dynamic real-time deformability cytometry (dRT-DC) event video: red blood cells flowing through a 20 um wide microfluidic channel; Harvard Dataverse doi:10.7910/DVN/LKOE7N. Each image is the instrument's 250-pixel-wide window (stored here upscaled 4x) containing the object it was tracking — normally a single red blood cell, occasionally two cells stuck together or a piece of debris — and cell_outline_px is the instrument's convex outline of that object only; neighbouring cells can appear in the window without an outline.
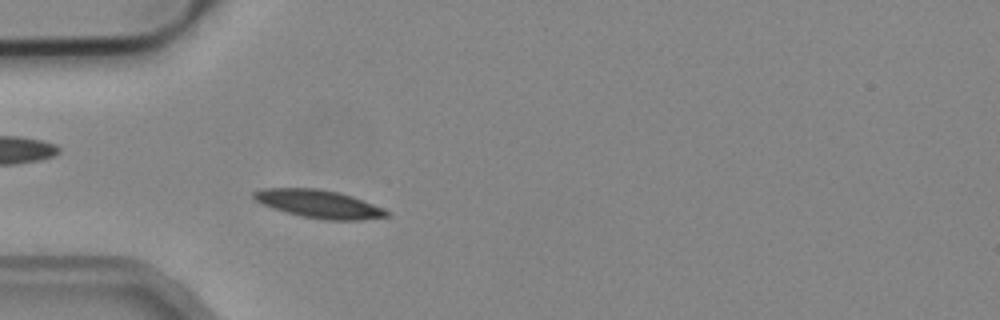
{"species": "common noctule bat (a hibernating species)", "species_latin": "Nyctalus noctula", "temperature_condition": "cold", "stored_images_in_passage": 43, "camera_frame_rate_fps": 3000, "um_per_image_px": 0.085, "animal": {"sex": "male", "body_mass_g": 19.2, "forearm_length_mm": 51.8}, "frame": {"image": 1, "passage_image": 6, "time_ms": 1.667, "image_size_px": [1000, 320], "cell_outline_px": [[388, 216], [364, 220], [324, 220], [300, 216], [272, 208], [260, 204], [252, 196], [252, 192], [264, 188], [316, 188], [340, 192], [352, 196], [384, 208], [388, 212]], "centroid_in_image_um": [27.09, 17.33], "position_along_channel_um": 57.9, "area_um2": 21.85}}
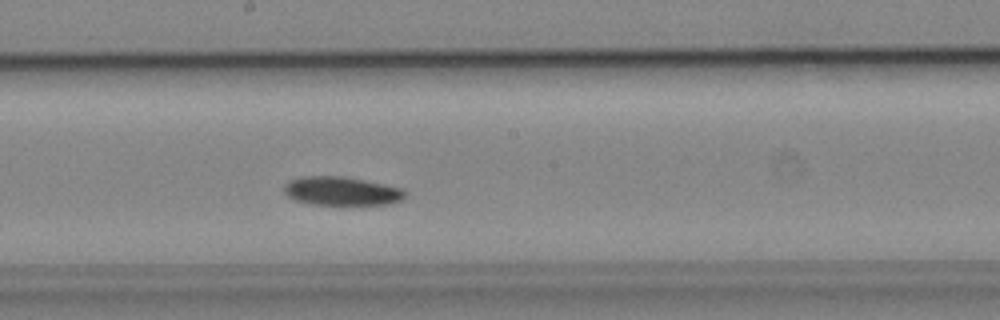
{"frame": {"image": 2, "passage_image": 19, "time_ms": 6.0, "image_size_px": [1000, 320], "cell_outline_px": [[408, 192], [400, 200], [388, 204], [348, 208], [312, 204], [296, 200], [288, 196], [284, 192], [284, 184], [292, 180], [304, 176], [344, 176], [404, 188]], "centroid_in_image_um": [29.09, 16.29], "position_along_channel_um": 219.1, "area_um2": 21.15}}
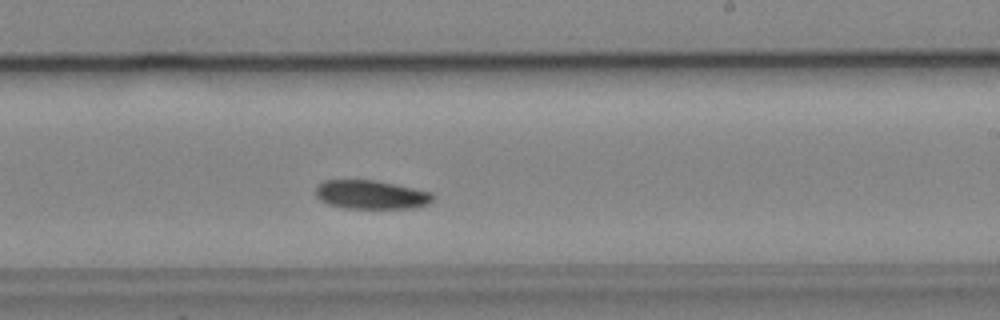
{"frame": {"image": 3, "passage_image": 22, "time_ms": 7.0, "image_size_px": [1000, 320], "cell_outline_px": [[436, 196], [428, 204], [412, 208], [344, 208], [328, 204], [320, 200], [316, 196], [316, 184], [324, 180], [376, 180], [432, 192]], "centroid_in_image_um": [31.53, 16.54], "position_along_channel_um": 257.5, "area_um2": 19.77}, "authors_computed_cell_mechanics": {"area_um2": 20.23, "velocity_mm_per_s": 3.8593, "shape_relaxation_time_tau1_ms": 5.5913, "shape_relaxation_time_tau2_ms": null, "deformation_change_tau1": 0.0919, "deformation_change_tau2": null}}